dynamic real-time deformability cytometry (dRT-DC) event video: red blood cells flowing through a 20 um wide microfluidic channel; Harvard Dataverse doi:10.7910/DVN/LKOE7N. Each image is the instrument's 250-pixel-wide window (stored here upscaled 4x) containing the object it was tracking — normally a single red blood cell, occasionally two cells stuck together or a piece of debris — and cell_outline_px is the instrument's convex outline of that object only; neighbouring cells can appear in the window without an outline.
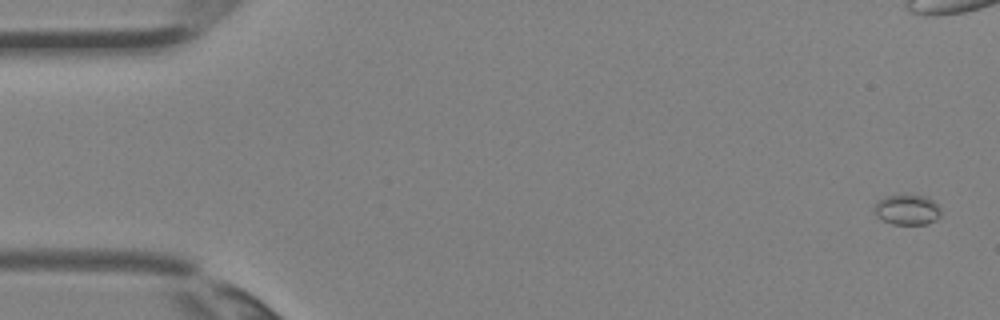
{"species": "Egyptian fruit bat (a non-hibernating species)", "species_latin": "Rousettus aegyptiacus", "temperature_condition": "room temperature", "stored_images_in_passage": 4, "camera_frame_rate_fps": 3000, "um_per_image_px": 0.085, "animal": {"sex": "female"}, "frame": {"image": 1, "passage_image": 1, "time_ms": 0.0, "image_size_px": [1000, 320], "cell_outline_px": [[940, 216], [936, 220], [928, 224], [892, 224], [876, 216], [876, 204], [880, 200], [888, 196], [928, 196], [940, 208]], "centroid_in_image_um": [77.16, 17.85], "position_along_channel_um": 7.8, "area_um2": 11.39}}